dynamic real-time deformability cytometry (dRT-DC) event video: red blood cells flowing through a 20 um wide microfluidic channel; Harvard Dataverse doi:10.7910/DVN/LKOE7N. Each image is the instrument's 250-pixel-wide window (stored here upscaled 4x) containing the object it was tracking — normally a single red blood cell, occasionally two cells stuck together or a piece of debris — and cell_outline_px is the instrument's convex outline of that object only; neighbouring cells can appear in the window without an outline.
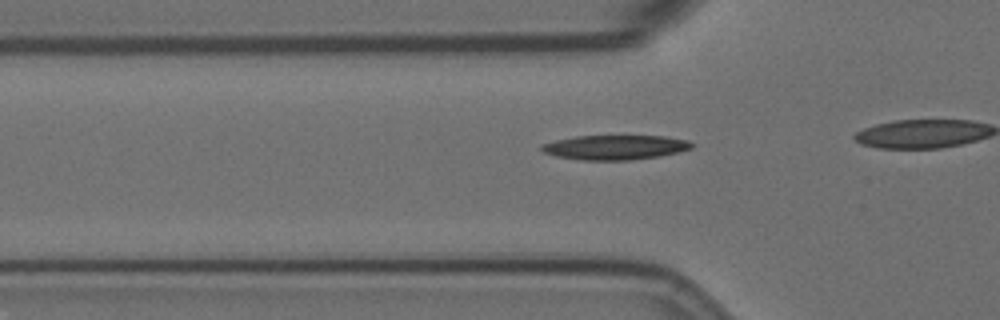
{"species": "Egyptian fruit bat (a non-hibernating species)", "species_latin": "Rousettus aegyptiacus", "temperature_condition": "room temperature", "stored_images_in_passage": 8, "camera_frame_rate_fps": 3000, "um_per_image_px": 0.085, "animal": {"sex": "female"}, "frame": {"image": 1, "passage_image": 3, "time_ms": 0.667, "image_size_px": [1000, 320], "cell_outline_px": [[692, 148], [660, 156], [628, 160], [580, 160], [556, 156], [544, 152], [540, 148], [540, 144], [556, 140], [576, 136], [664, 136], [688, 140], [692, 144]], "centroid_in_image_um": [52.24, 12.52], "position_along_channel_um": 73.6, "area_um2": 21.39}}
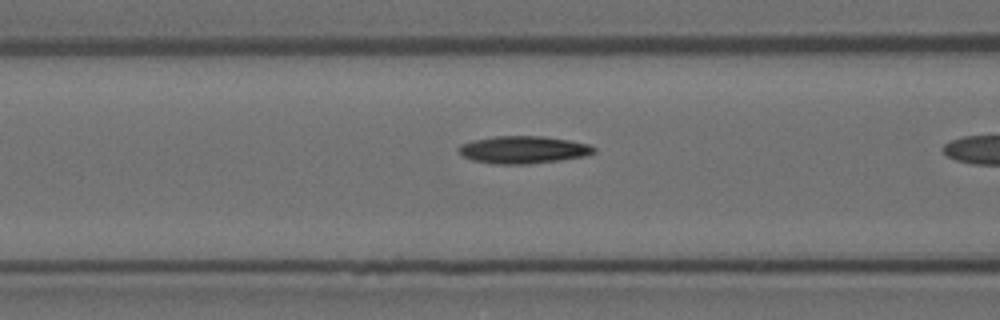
{"frame": {"image": 2, "passage_image": 7, "time_ms": 2.0, "image_size_px": [1000, 320], "cell_outline_px": [[596, 152], [584, 156], [560, 160], [528, 164], [496, 164], [472, 160], [464, 156], [456, 148], [460, 144], [472, 140], [496, 136], [544, 136], [568, 140], [588, 144], [596, 148]], "centroid_in_image_um": [44.46, 12.72], "position_along_channel_um": 122.1, "area_um2": 21.62}}